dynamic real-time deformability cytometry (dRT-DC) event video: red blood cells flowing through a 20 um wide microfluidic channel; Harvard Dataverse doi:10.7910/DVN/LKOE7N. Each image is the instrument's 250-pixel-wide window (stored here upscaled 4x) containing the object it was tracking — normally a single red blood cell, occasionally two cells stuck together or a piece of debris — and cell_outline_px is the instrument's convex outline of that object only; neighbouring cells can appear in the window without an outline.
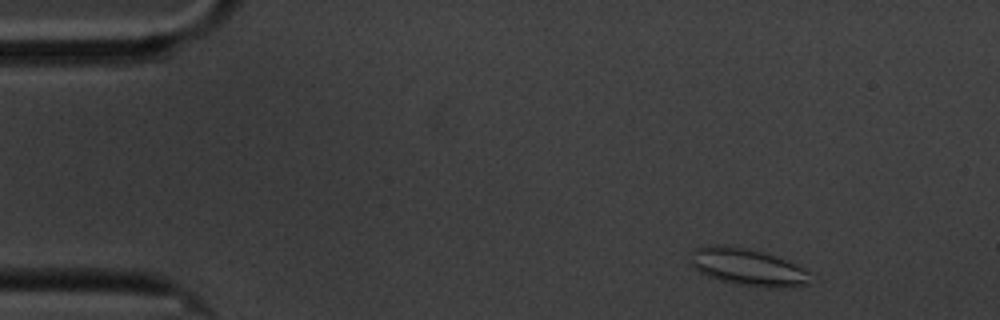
{"species": "common noctule bat (a hibernating species)", "species_latin": "Nyctalus noctula", "temperature_condition": "cold", "stored_images_in_passage": 4, "camera_frame_rate_fps": 3000, "um_per_image_px": 0.085, "animal": {"sex": "male", "body_mass_g": 20.1, "forearm_length_mm": 53.5}, "frame": {"image": 1, "passage_image": 2, "time_ms": 1.333, "image_size_px": [1000, 320], "cell_outline_px": [[808, 284], [788, 288], [768, 288], [736, 284], [720, 280], [708, 276], [700, 272], [688, 260], [692, 252], [696, 248], [716, 244], [744, 248], [764, 252], [796, 264], [808, 272]], "centroid_in_image_um": [63.54, 22.71], "position_along_channel_um": 21.5, "area_um2": 25.72}}
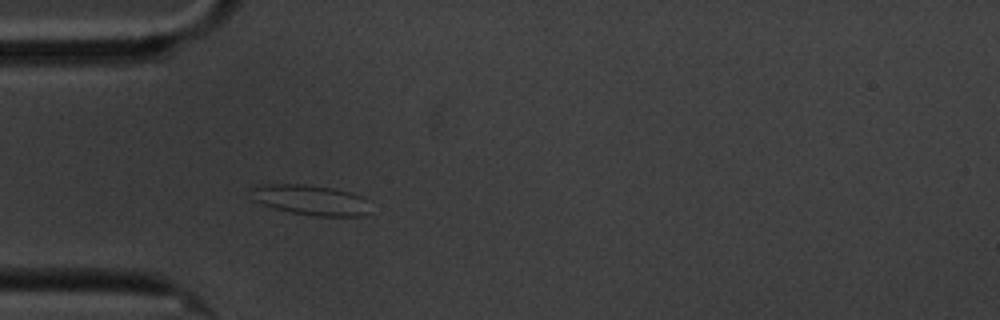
{"frame": {"image": 2, "passage_image": 4, "time_ms": 4.667, "image_size_px": [1000, 320], "cell_outline_px": [[368, 212], [360, 216], [316, 216], [292, 212], [276, 208], [252, 200], [248, 188], [252, 184], [304, 184], [332, 188], [352, 192], [368, 200]], "centroid_in_image_um": [26.33, 16.97], "position_along_channel_um": 58.7, "area_um2": 21.15}}